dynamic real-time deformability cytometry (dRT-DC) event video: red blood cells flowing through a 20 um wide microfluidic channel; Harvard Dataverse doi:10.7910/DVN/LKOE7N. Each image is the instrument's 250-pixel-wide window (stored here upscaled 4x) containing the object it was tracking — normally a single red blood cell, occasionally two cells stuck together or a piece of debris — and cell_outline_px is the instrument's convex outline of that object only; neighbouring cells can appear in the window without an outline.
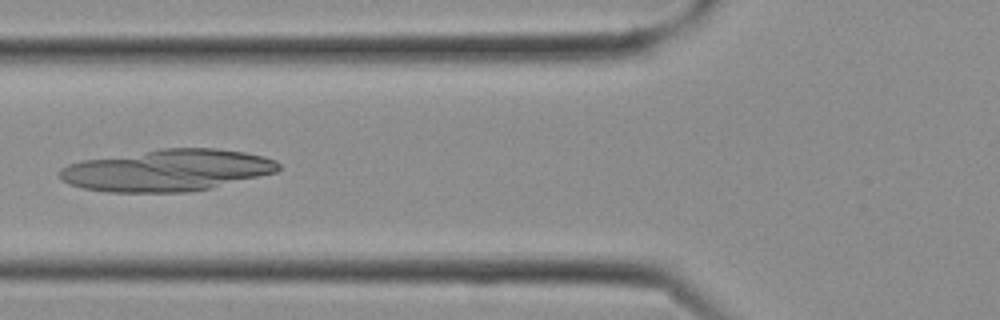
{"species": "Egyptian fruit bat (a non-hibernating species)", "species_latin": "Rousettus aegyptiacus", "temperature_condition": "cold", "stored_images_in_passage": 4, "camera_frame_rate_fps": 3000, "um_per_image_px": 0.085, "frame": {"image": 1, "passage_image": 3, "time_ms": 0.667, "image_size_px": [1000, 320], "cell_outline_px": [[276, 168], [268, 172], [196, 188], [96, 188], [148, 168], [192, 152], [236, 152], [256, 156], [268, 160], [276, 164]], "centroid_in_image_um": [16.66, 14.55], "position_along_channel_um": 109.1, "area_um2": 27.92}}